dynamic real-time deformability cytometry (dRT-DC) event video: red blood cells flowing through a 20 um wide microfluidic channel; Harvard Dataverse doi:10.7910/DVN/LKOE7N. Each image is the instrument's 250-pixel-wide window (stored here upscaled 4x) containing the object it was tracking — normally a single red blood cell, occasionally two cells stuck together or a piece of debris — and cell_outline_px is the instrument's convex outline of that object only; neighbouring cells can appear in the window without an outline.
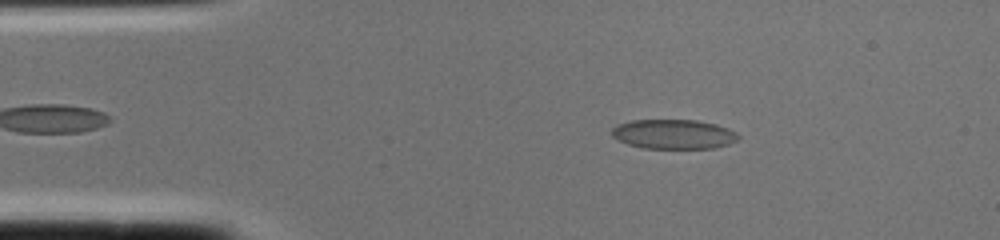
{"species": "common noctule bat (a hibernating species)", "species_latin": "Nyctalus noctula", "temperature_condition": "cold", "stored_images_in_passage": 2, "camera_frame_rate_fps": 3000, "um_per_image_px": 0.085, "animal": {"sex": "female", "body_mass_g": 22.0, "forearm_length_mm": 56.7}, "frame": {"image": 1, "passage_image": 2, "time_ms": 0.333, "image_size_px": [1000, 240], "cell_outline_px": [[740, 136], [736, 140], [728, 144], [712, 148], [644, 148], [628, 144], [612, 136], [612, 128], [616, 124], [632, 120], [696, 120], [716, 124], [728, 128], [736, 132]], "centroid_in_image_um": [57.25, 11.39], "position_along_channel_um": 27.8, "area_um2": 21.68}}